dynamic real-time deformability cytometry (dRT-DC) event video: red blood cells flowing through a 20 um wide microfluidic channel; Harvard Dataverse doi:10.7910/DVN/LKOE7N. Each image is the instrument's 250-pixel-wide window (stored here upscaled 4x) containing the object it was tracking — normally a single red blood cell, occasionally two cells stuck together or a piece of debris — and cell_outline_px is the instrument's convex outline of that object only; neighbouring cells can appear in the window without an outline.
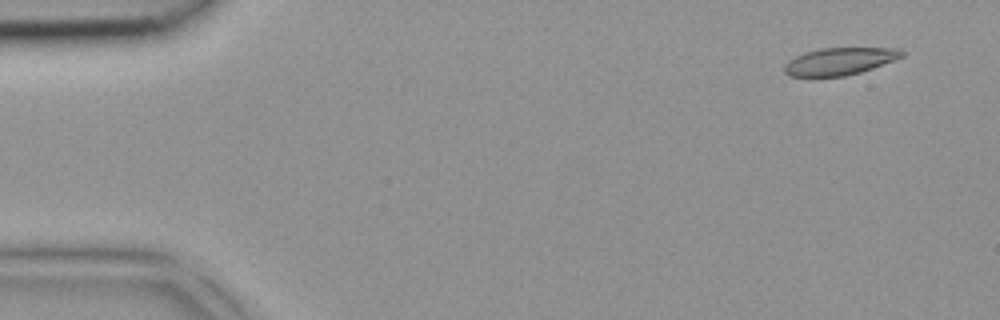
{"species": "common noctule bat (a hibernating species)", "species_latin": "Nyctalus noctula", "temperature_condition": "room temperature", "stored_images_in_passage": 3, "camera_frame_rate_fps": 3000, "um_per_image_px": 0.085, "animal": {"sex": "female", "body_mass_g": 18.4}, "frame": {"image": 1, "passage_image": 1, "time_ms": 0.0, "image_size_px": [1000, 320], "cell_outline_px": [[904, 56], [872, 68], [860, 72], [844, 76], [792, 76], [784, 72], [784, 64], [788, 60], [804, 52], [820, 48], [900, 48], [904, 52]], "centroid_in_image_um": [71.36, 5.2], "position_along_channel_um": 13.6, "area_um2": 18.55}}